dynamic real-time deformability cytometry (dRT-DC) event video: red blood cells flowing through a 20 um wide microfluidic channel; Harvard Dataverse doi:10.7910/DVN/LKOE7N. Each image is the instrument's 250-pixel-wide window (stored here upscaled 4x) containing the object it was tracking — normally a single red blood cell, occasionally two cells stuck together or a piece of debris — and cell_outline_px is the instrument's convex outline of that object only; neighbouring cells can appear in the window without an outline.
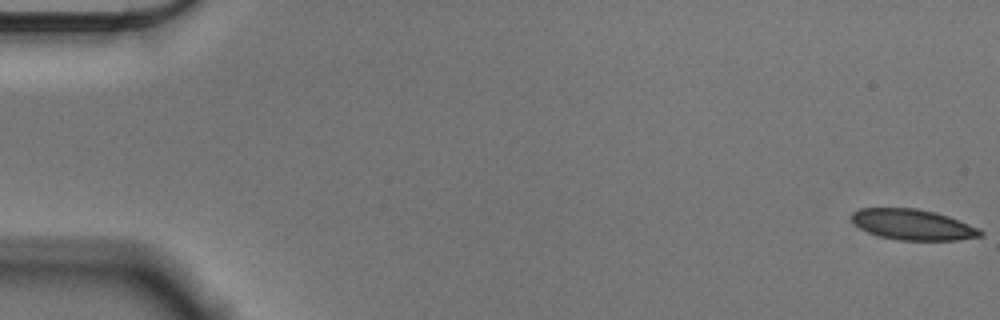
{"species": "Egyptian fruit bat (a non-hibernating species)", "species_latin": "Rousettus aegyptiacus", "temperature_condition": "cold", "stored_images_in_passage": 14, "camera_frame_rate_fps": 3000, "um_per_image_px": 0.085, "animal": {"sex": "male"}, "frame": {"image": 1, "passage_image": 1, "time_ms": 0.0, "image_size_px": [1000, 320], "cell_outline_px": [[984, 236], [960, 240], [896, 240], [880, 236], [868, 232], [860, 228], [852, 220], [852, 212], [860, 208], [916, 208], [948, 216], [980, 228], [984, 232]], "centroid_in_image_um": [77.63, 19.1], "position_along_channel_um": 7.4, "area_um2": 23.0}}
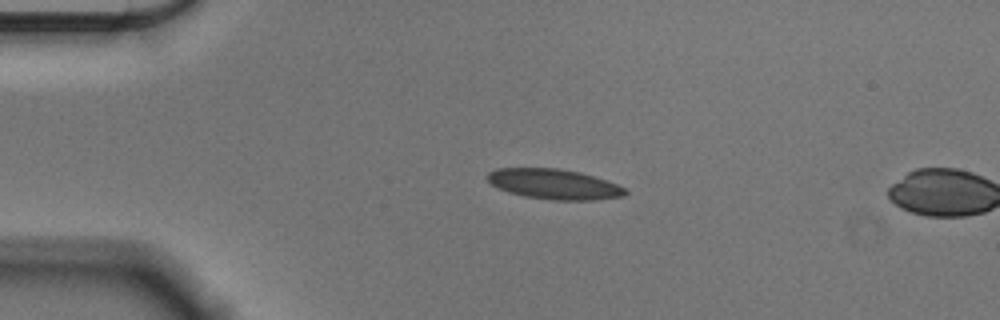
{"frame": {"image": 2, "passage_image": 13, "time_ms": 4.0, "image_size_px": [1000, 320], "cell_outline_px": [[628, 192], [624, 196], [592, 200], [552, 200], [524, 196], [508, 192], [492, 184], [488, 180], [488, 172], [496, 168], [560, 168], [580, 172], [616, 184], [624, 188]], "centroid_in_image_um": [47.08, 15.65], "position_along_channel_um": 37.9, "area_um2": 24.04}}